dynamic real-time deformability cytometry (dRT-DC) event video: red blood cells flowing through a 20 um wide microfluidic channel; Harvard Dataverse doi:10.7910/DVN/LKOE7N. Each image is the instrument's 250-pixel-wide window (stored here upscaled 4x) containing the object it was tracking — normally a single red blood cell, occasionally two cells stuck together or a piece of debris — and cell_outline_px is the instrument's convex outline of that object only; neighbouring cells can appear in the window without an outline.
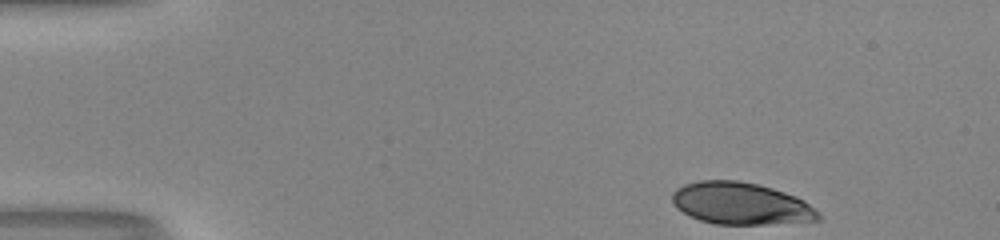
{"species": "human", "species_latin": "Homo sapiens", "temperature_condition": "room temperature", "stored_images_in_passage": 47, "camera_frame_rate_fps": 3000, "um_per_image_px": 0.085, "donor": {"sex": "male"}, "frame": {"image": 1, "passage_image": 1, "time_ms": 0.0, "image_size_px": [1000, 240], "cell_outline_px": [[820, 220], [768, 224], [716, 224], [700, 220], [688, 216], [676, 208], [672, 200], [672, 192], [676, 188], [684, 184], [700, 180], [736, 180], [756, 184], [772, 188], [796, 196], [804, 200], [820, 212]], "centroid_in_image_um": [62.96, 17.3], "position_along_channel_um": 22.0, "area_um2": 35.95}}
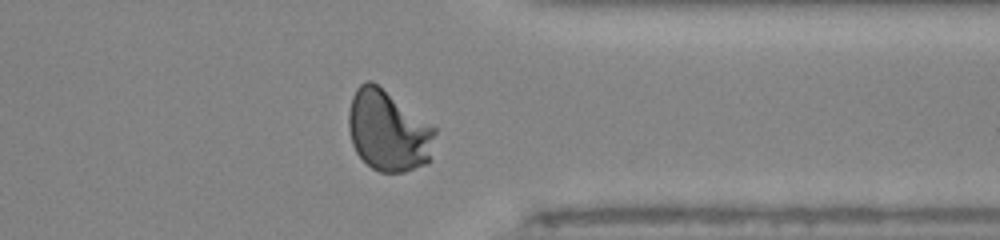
{"frame": {"image": 2, "passage_image": 36, "time_ms": 11.667, "image_size_px": [1000, 240], "cell_outline_px": [[436, 132], [432, 160], [428, 164], [404, 172], [380, 172], [372, 168], [356, 152], [352, 144], [348, 128], [348, 112], [352, 96], [356, 88], [360, 84], [368, 80], [372, 80], [436, 128]], "centroid_in_image_um": [33.01, 11.13], "position_along_channel_um": 378.4, "area_um2": 41.1}}
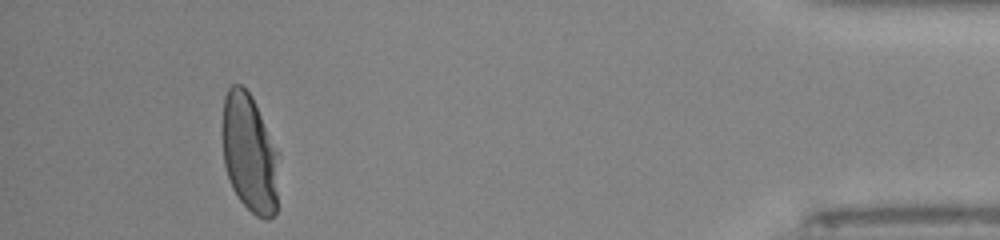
{"frame": {"image": 3, "passage_image": 43, "time_ms": 14.0, "image_size_px": [1000, 240], "cell_outline_px": [[280, 152], [276, 212], [268, 220], [264, 220], [256, 216], [240, 200], [232, 188], [224, 164], [220, 124], [224, 96], [228, 88], [232, 84], [240, 84], [252, 96]], "centroid_in_image_um": [21.21, 12.99], "position_along_channel_um": 414.0, "area_um2": 40.23}, "authors_computed_cell_mechanics": {"area_um2": 39.4196, "velocity_mm_per_s": 3.9897, "shape_relaxation_time_tau1_ms": 4.1215, "shape_relaxation_time_tau2_ms": null, "deformation_change_tau1": 0.197, "deformation_change_tau2": null}}